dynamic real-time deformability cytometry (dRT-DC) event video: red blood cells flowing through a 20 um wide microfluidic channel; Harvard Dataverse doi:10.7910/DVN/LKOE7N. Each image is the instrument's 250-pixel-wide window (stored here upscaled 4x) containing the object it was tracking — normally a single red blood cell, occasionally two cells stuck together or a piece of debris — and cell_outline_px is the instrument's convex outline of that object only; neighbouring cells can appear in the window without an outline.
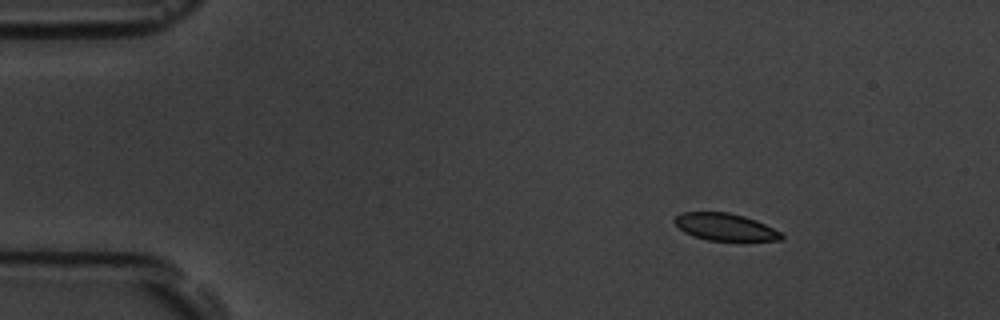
{"species": "common noctule bat (a hibernating species)", "species_latin": "Nyctalus noctula", "temperature_condition": "room temperature", "stored_images_in_passage": 4, "camera_frame_rate_fps": 3000, "um_per_image_px": 0.085, "animal": {"sex": "male", "body_mass_g": 19.5, "forearm_length_mm": 54.6}, "frame": {"image": 1, "passage_image": 2, "time_ms": 1.0, "image_size_px": [1000, 320], "cell_outline_px": [[784, 236], [780, 240], [708, 240], [692, 236], [684, 232], [672, 220], [680, 212], [728, 212], [744, 216], [756, 220], [780, 232]], "centroid_in_image_um": [61.59, 19.28], "position_along_channel_um": 23.4, "area_um2": 16.76}}